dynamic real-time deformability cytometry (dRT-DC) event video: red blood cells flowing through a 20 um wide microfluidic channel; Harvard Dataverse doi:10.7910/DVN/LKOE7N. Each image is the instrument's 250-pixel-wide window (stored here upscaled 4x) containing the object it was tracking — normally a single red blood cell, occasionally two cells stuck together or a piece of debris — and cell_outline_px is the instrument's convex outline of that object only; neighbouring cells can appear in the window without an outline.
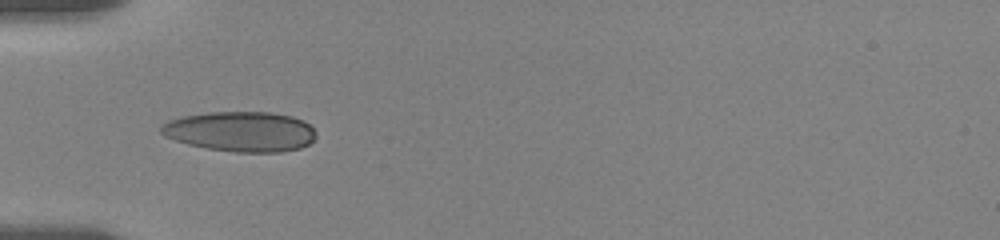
{"species": "human", "species_latin": "Homo sapiens", "temperature_condition": "room temperature", "stored_images_in_passage": 9, "camera_frame_rate_fps": 3000, "um_per_image_px": 0.085, "donor": {"sex": "female"}, "frame": {"image": 1, "passage_image": 1, "time_ms": 0.0, "image_size_px": [1000, 240], "cell_outline_px": [[316, 136], [308, 144], [300, 148], [280, 152], [236, 152], [208, 148], [188, 144], [164, 136], [160, 132], [160, 128], [168, 120], [184, 116], [208, 112], [272, 112], [292, 116], [304, 120], [316, 132]], "centroid_in_image_um": [20.47, 11.17], "position_along_channel_um": 64.5, "area_um2": 36.13}}
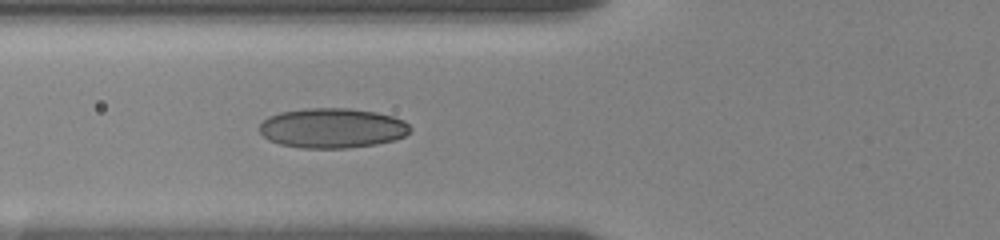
{"frame": {"image": 2, "passage_image": 8, "time_ms": 1.0, "image_size_px": [1000, 240], "cell_outline_px": [[412, 128], [404, 136], [396, 140], [376, 144], [348, 148], [304, 148], [280, 144], [268, 140], [260, 132], [260, 124], [268, 116], [280, 112], [304, 108], [348, 108], [376, 112], [392, 116], [404, 120]], "centroid_in_image_um": [28.25, 10.88], "position_along_channel_um": 97.6, "area_um2": 35.14}}